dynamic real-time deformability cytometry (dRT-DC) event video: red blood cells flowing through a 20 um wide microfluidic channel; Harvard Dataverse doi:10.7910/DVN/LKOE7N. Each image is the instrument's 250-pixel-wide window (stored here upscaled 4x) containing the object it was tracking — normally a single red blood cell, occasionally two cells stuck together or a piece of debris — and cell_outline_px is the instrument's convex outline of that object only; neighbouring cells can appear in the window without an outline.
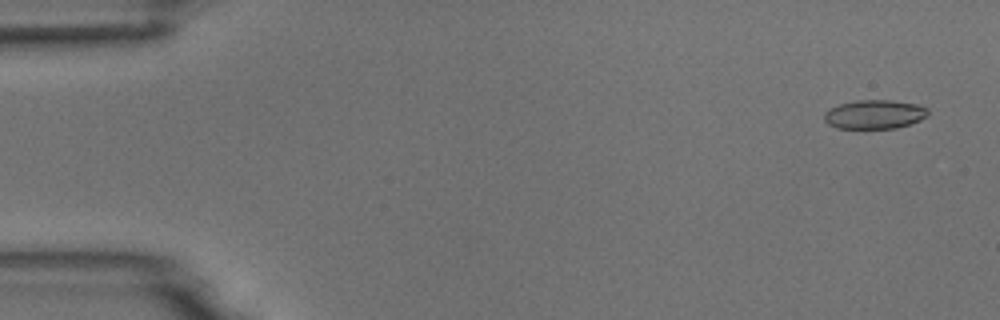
{"species": "common noctule bat (a hibernating species)", "species_latin": "Nyctalus noctula", "temperature_condition": "room temperature", "stored_images_in_passage": 5, "camera_frame_rate_fps": 3000, "um_per_image_px": 0.085, "animal": {"sex": "male", "body_mass_g": 18.8}, "frame": {"image": 1, "passage_image": 1, "time_ms": 0.0, "image_size_px": [1000, 320], "cell_outline_px": [[928, 116], [920, 120], [896, 128], [836, 128], [828, 124], [824, 120], [824, 112], [828, 108], [840, 104], [856, 100], [892, 100], [916, 104], [928, 108]], "centroid_in_image_um": [74.31, 9.71], "position_along_channel_um": 10.7, "area_um2": 17.57}}